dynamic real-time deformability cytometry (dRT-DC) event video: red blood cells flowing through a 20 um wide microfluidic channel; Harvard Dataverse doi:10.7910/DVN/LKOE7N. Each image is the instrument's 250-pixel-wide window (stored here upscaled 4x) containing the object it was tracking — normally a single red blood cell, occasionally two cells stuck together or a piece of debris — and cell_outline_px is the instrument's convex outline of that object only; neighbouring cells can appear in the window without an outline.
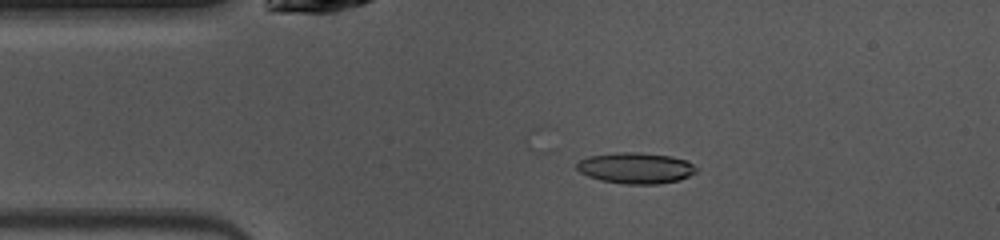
{"species": "common noctule bat (a hibernating species)", "species_latin": "Nyctalus noctula", "temperature_condition": "warm", "stored_images_in_passage": 47, "camera_frame_rate_fps": 3000, "um_per_image_px": 0.085, "animal": {"sex": "female", "body_mass_g": 10.0, "forearm_length_mm": 53.1}, "frame": {"image": 1, "passage_image": 8, "time_ms": 2.333, "image_size_px": [1000, 240], "cell_outline_px": [[700, 168], [696, 172], [680, 180], [656, 184], [624, 184], [600, 180], [588, 176], [580, 172], [576, 168], [576, 164], [580, 160], [588, 156], [616, 152], [640, 152], [672, 156], [688, 160]], "centroid_in_image_um": [54.07, 14.27], "position_along_channel_um": 30.9, "area_um2": 21.91}}
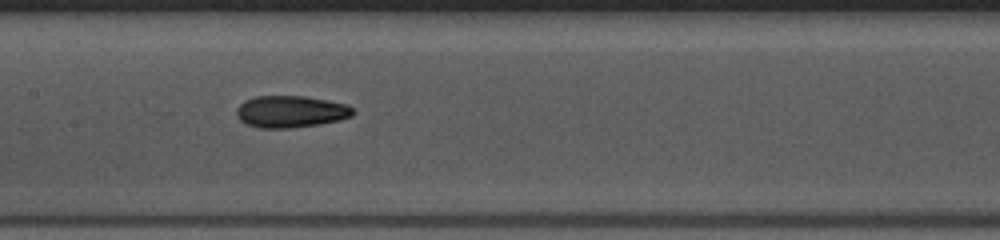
{"frame": {"image": 2, "passage_image": 21, "time_ms": 6.667, "image_size_px": [1000, 240], "cell_outline_px": [[356, 112], [352, 116], [340, 120], [320, 124], [292, 128], [260, 128], [244, 124], [236, 116], [236, 108], [244, 100], [256, 96], [304, 96], [328, 100], [348, 104]], "centroid_in_image_um": [24.71, 9.49], "position_along_channel_um": 182.7, "area_um2": 21.96}}
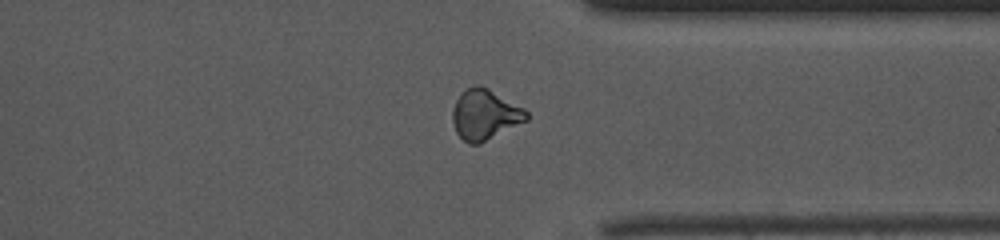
{"frame": {"image": 3, "passage_image": 35, "time_ms": 11.333, "image_size_px": [1000, 240], "cell_outline_px": [[528, 120], [480, 144], [468, 144], [456, 132], [452, 120], [452, 108], [456, 100], [468, 88], [476, 84], [480, 84], [488, 88], [524, 108], [528, 112]], "centroid_in_image_um": [41.22, 9.75], "position_along_channel_um": 370.2, "area_um2": 21.68}, "authors_computed_cell_mechanics": {"area_um2": 20.9814, "velocity_mm_per_s": 4.0949, "shape_relaxation_time_tau1_ms": null, "shape_relaxation_time_tau2_ms": 3.4557, "deformation_change_tau1": null, "deformation_change_tau2": 0.1162}}